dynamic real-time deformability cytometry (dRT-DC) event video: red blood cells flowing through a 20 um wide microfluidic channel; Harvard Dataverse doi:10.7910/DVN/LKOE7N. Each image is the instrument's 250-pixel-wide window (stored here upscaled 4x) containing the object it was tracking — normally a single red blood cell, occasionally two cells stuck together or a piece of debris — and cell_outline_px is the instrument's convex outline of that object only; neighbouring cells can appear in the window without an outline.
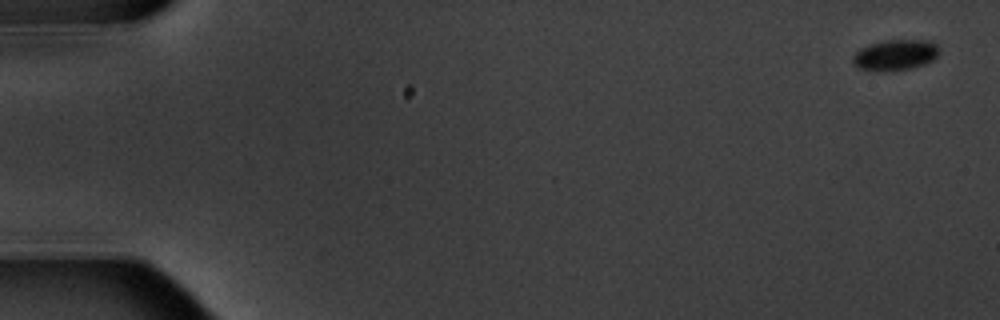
{"species": "common noctule bat (a hibernating species)", "species_latin": "Nyctalus noctula", "temperature_condition": "warm", "stored_images_in_passage": 6, "camera_frame_rate_fps": 3000, "um_per_image_px": 0.085, "animal": {"sex": "male", "body_mass_g": 20.1, "forearm_length_mm": 53.5}, "frame": {"image": 1, "passage_image": 1, "time_ms": 0.0, "image_size_px": [1000, 320], "cell_outline_px": [[940, 52], [932, 60], [924, 64], [908, 68], [856, 68], [852, 60], [852, 56], [860, 48], [868, 44], [888, 40], [932, 40], [936, 44]], "centroid_in_image_um": [76.12, 4.6], "position_along_channel_um": 8.9, "area_um2": 14.8}}
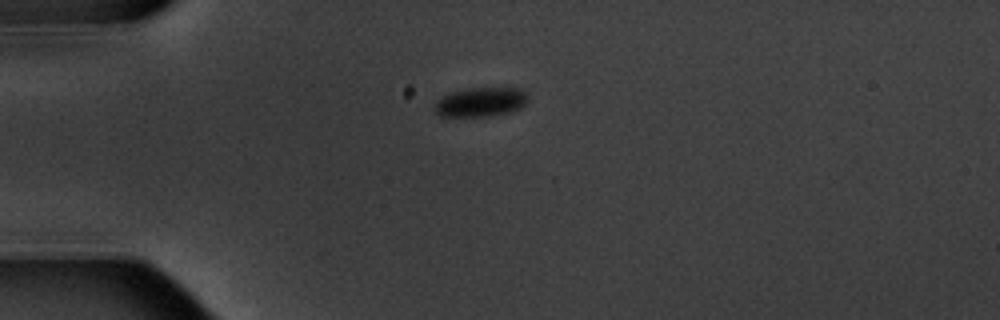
{"frame": {"image": 2, "passage_image": 5, "time_ms": 4.667, "image_size_px": [1000, 320], "cell_outline_px": [[528, 100], [520, 108], [508, 112], [488, 116], [440, 116], [432, 108], [436, 100], [452, 92], [468, 88], [520, 88], [528, 96]], "centroid_in_image_um": [40.83, 8.67], "position_along_channel_um": 44.2, "area_um2": 15.84}}